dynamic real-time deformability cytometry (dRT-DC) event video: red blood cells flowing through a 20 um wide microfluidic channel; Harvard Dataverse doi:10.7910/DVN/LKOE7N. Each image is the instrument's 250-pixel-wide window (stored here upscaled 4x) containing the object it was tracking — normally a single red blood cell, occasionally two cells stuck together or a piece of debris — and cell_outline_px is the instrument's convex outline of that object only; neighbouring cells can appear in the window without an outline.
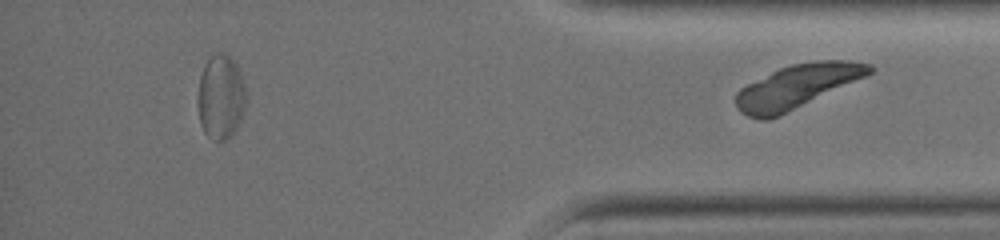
{"species": "common noctule bat (a hibernating species)", "species_latin": "Nyctalus noctula", "temperature_condition": "warm", "stored_images_in_passage": 35, "segment_of_instrument_passage": [2, 2], "camera_frame_rate_fps": 3000, "um_per_image_px": 0.085, "animal": {"sex": "female", "body_mass_g": 19.0, "forearm_length_mm": 51.5}, "frame": {"image": 1, "passage_image": 35, "time_ms": 11.333, "image_size_px": [1000, 240], "cell_outline_px": [[876, 68], [868, 76], [780, 116], [768, 120], [760, 120], [748, 116], [736, 108], [736, 92], [740, 88], [780, 68], [792, 64], [816, 60], [848, 60], [872, 64]], "centroid_in_image_um": [67.8, 7.35], "position_along_channel_um": 367.4, "area_um2": 34.16}}